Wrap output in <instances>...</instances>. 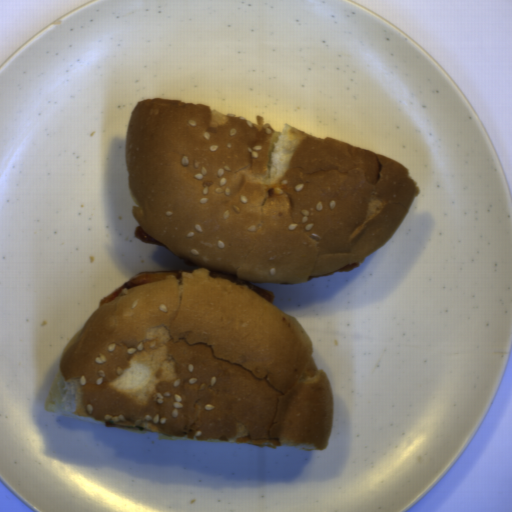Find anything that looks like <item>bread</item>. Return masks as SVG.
Segmentation results:
<instances>
[{
	"instance_id": "obj_1",
	"label": "bread",
	"mask_w": 512,
	"mask_h": 512,
	"mask_svg": "<svg viewBox=\"0 0 512 512\" xmlns=\"http://www.w3.org/2000/svg\"><path fill=\"white\" fill-rule=\"evenodd\" d=\"M125 155L149 236L254 283L302 284L359 262L420 193L407 166L357 145L158 97L132 109Z\"/></svg>"
},
{
	"instance_id": "obj_2",
	"label": "bread",
	"mask_w": 512,
	"mask_h": 512,
	"mask_svg": "<svg viewBox=\"0 0 512 512\" xmlns=\"http://www.w3.org/2000/svg\"><path fill=\"white\" fill-rule=\"evenodd\" d=\"M297 319L205 268L123 289L66 343L50 414L157 439L325 450L334 402Z\"/></svg>"
}]
</instances>
